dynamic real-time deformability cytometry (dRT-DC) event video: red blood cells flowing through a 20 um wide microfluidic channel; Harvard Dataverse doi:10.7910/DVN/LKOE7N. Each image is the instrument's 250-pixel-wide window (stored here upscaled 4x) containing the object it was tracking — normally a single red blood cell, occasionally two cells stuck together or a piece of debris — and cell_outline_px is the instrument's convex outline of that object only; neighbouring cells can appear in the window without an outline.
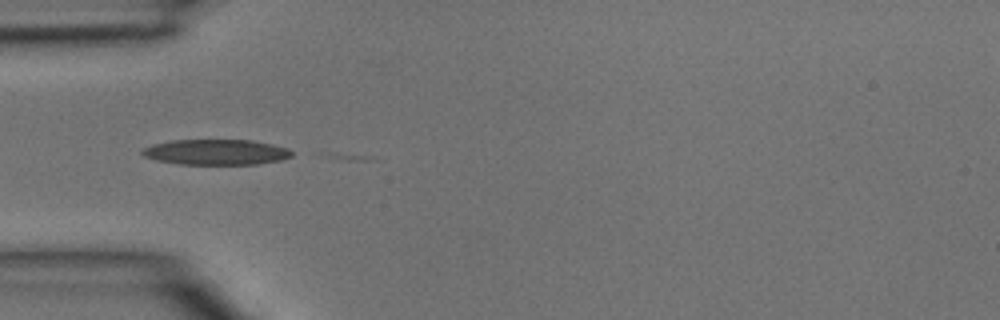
{"species": "common noctule bat (a hibernating species)", "species_latin": "Nyctalus noctula", "temperature_condition": "room temperature", "stored_images_in_passage": 3, "camera_frame_rate_fps": 3000, "um_per_image_px": 0.085, "animal": {"sex": "male", "body_mass_g": 15.6}, "frame": {"image": 1, "passage_image": 3, "time_ms": 0.667, "image_size_px": [1000, 320], "cell_outline_px": [[292, 156], [280, 160], [256, 164], [180, 164], [156, 160], [144, 156], [140, 152], [144, 148], [152, 144], [172, 140], [252, 140], [272, 144], [288, 148], [292, 152]], "centroid_in_image_um": [18.36, 12.92], "position_along_channel_um": 66.6, "area_um2": 22.14}}